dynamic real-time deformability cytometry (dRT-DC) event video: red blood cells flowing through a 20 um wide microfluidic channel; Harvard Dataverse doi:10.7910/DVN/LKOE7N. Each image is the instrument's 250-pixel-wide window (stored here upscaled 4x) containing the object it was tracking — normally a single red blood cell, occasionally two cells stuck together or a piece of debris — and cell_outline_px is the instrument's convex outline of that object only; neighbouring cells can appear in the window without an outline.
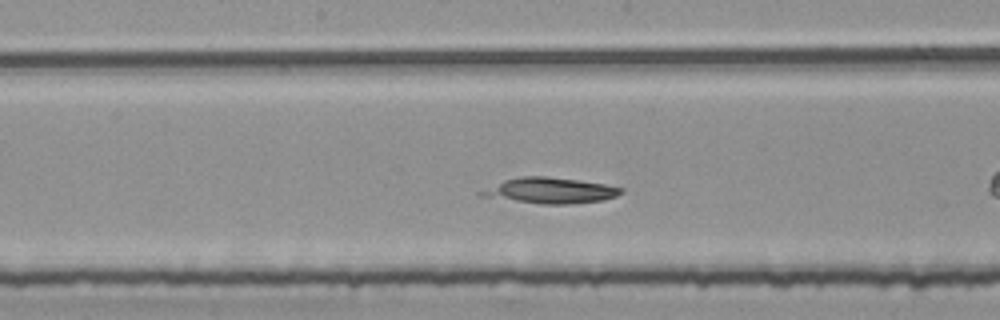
{"species": "common noctule bat (a hibernating species)", "species_latin": "Nyctalus noctula", "temperature_condition": "room temperature", "stored_images_in_passage": 34, "camera_frame_rate_fps": 3000, "um_per_image_px": 0.085, "animal": {"sex": "female", "body_mass_g": 25.1}, "frame": {"image": 1, "passage_image": 10, "time_ms": 3.0, "image_size_px": [1000, 320], "cell_outline_px": [[624, 192], [616, 196], [604, 200], [568, 204], [544, 204], [476, 196], [476, 192], [504, 180], [520, 176], [544, 176], [580, 180], [604, 184], [624, 188]], "centroid_in_image_um": [46.73, 16.19], "position_along_channel_um": 201.5, "area_um2": 21.1}}
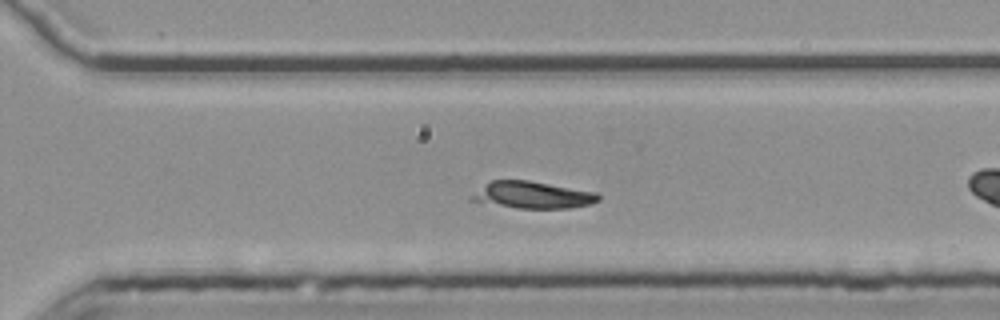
{"frame": {"image": 2, "passage_image": 20, "time_ms": 6.333, "image_size_px": [1000, 320], "cell_outline_px": [[600, 200], [592, 204], [572, 208], [516, 208], [468, 200], [468, 196], [492, 180], [528, 180], [596, 192], [600, 196]], "centroid_in_image_um": [45.27, 16.58], "position_along_channel_um": 325.3, "area_um2": 19.94}}